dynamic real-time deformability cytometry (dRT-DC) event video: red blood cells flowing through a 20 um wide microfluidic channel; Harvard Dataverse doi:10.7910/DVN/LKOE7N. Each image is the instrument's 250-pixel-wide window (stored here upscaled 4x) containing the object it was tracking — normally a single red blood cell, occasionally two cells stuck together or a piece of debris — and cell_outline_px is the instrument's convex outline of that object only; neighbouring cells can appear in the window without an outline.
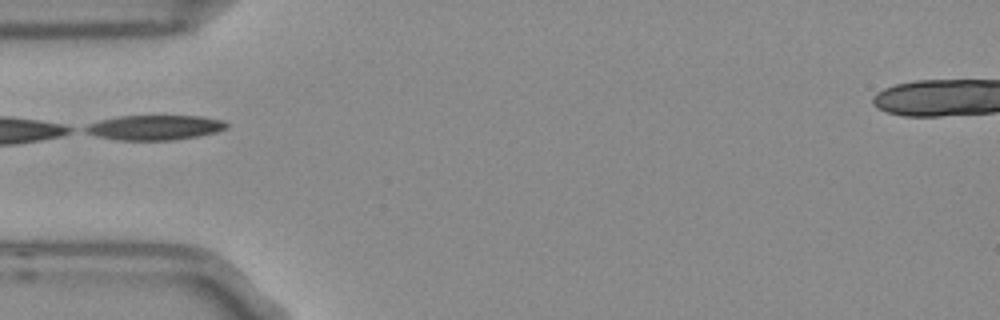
{"species": "Egyptian fruit bat (a non-hibernating species)", "species_latin": "Rousettus aegyptiacus", "temperature_condition": "room temperature", "stored_images_in_passage": 4, "segment_of_instrument_passage": [2, 2], "camera_frame_rate_fps": 3000, "um_per_image_px": 0.085, "frame": {"image": 1, "passage_image": 4, "time_ms": 1.0, "image_size_px": [1000, 320], "cell_outline_px": [[228, 128], [216, 132], [196, 136], [172, 140], [120, 140], [96, 136], [84, 132], [80, 128], [88, 124], [100, 120], [116, 116], [200, 116], [224, 120], [228, 124]], "centroid_in_image_um": [13.11, 10.83], "position_along_channel_um": 71.9, "area_um2": 20.58}}